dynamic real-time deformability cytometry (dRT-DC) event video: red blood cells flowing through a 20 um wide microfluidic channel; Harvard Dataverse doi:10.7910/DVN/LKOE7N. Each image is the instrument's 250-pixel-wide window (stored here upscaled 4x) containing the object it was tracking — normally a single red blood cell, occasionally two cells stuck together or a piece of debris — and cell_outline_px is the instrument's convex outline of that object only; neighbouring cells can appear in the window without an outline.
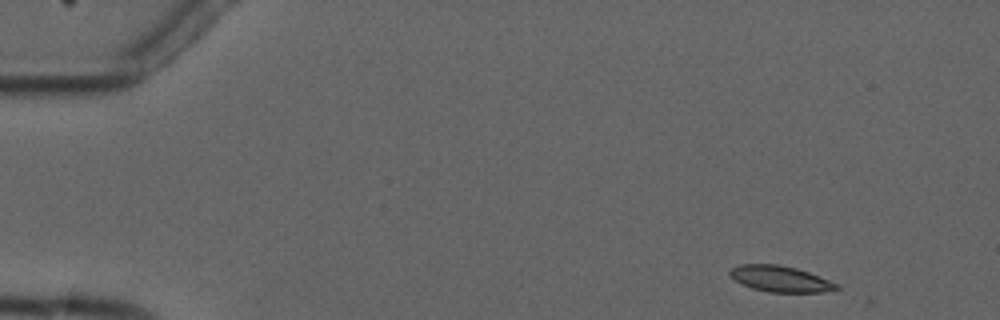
{"species": "common noctule bat (a hibernating species)", "species_latin": "Nyctalus noctula", "temperature_condition": "cold", "stored_images_in_passage": 4, "camera_frame_rate_fps": 3000, "um_per_image_px": 0.085, "animal": {"sex": "male", "forearm_length_mm": 52.5}, "frame": {"image": 1, "passage_image": 1, "time_ms": 0.0, "image_size_px": [1000, 320], "cell_outline_px": [[840, 288], [824, 292], [768, 292], [752, 288], [736, 280], [728, 272], [732, 268], [740, 264], [776, 264], [796, 268], [808, 272], [840, 284]], "centroid_in_image_um": [66.36, 23.7], "position_along_channel_um": 18.6, "area_um2": 16.01}}